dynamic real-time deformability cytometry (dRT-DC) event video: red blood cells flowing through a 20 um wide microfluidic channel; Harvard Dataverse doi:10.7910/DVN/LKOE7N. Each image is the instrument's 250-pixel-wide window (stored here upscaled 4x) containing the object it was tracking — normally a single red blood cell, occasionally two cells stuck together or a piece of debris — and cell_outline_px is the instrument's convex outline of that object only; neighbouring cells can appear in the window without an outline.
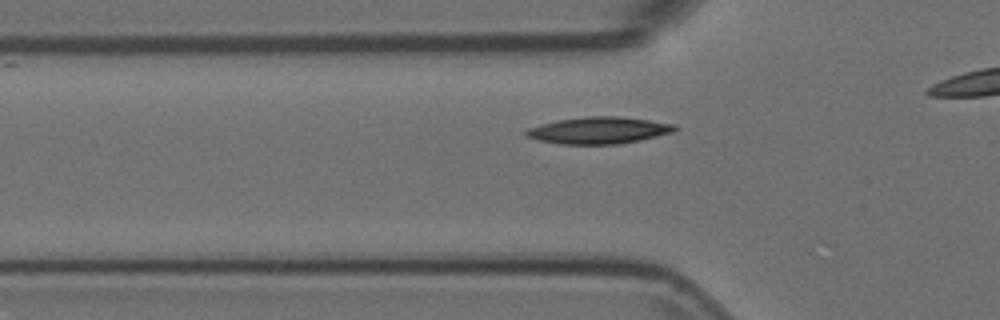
{"species": "Egyptian fruit bat (a non-hibernating species)", "species_latin": "Rousettus aegyptiacus", "temperature_condition": "room temperature", "stored_images_in_passage": 15, "camera_frame_rate_fps": 3000, "um_per_image_px": 0.085, "animal": {"sex": "female"}, "frame": {"image": 1, "passage_image": 9, "time_ms": 2.667, "image_size_px": [1000, 320], "cell_outline_px": [[680, 128], [672, 132], [640, 140], [620, 144], [560, 144], [540, 140], [524, 136], [524, 132], [528, 128], [540, 124], [556, 120], [584, 116], [616, 116], [648, 120], [676, 124]], "centroid_in_image_um": [50.88, 11.07], "position_along_channel_um": 74.9, "area_um2": 23.29}}
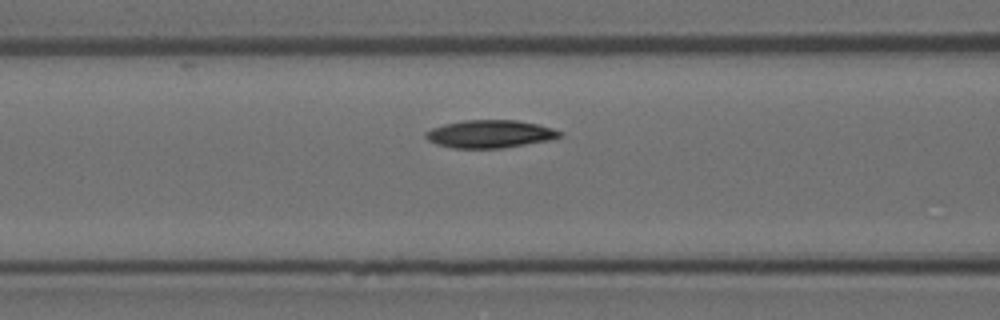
{"frame": {"image": 2, "passage_image": 13, "time_ms": 4.0, "image_size_px": [1000, 320], "cell_outline_px": [[564, 136], [548, 140], [504, 148], [452, 148], [436, 144], [428, 140], [424, 136], [424, 132], [432, 128], [444, 124], [464, 120], [516, 120], [536, 124], [552, 128], [564, 132]], "centroid_in_image_um": [41.64, 11.39], "position_along_channel_um": 125.0, "area_um2": 21.79}}